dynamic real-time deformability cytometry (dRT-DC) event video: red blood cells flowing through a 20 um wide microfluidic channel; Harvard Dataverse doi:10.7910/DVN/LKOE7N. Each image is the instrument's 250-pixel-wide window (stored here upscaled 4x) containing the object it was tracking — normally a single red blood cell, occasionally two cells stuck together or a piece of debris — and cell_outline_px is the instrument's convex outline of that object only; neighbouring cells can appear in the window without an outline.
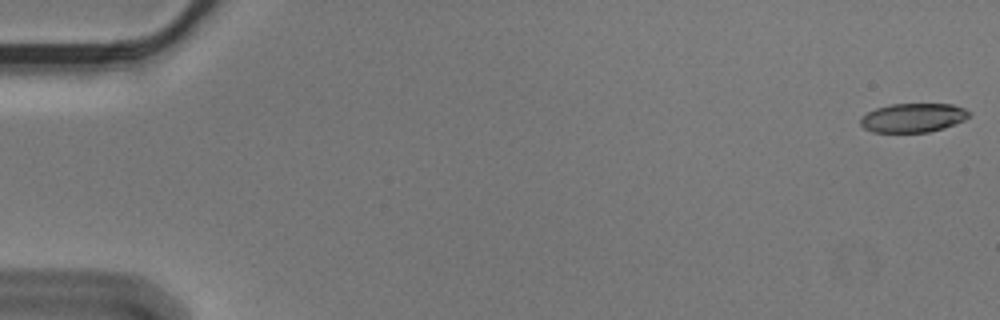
{"species": "Egyptian fruit bat (a non-hibernating species)", "species_latin": "Rousettus aegyptiacus", "temperature_condition": "cold", "stored_images_in_passage": 24, "camera_frame_rate_fps": 3000, "um_per_image_px": 0.085, "animal": {"sex": "male"}, "frame": {"image": 1, "passage_image": 1, "time_ms": 0.0, "image_size_px": [1000, 320], "cell_outline_px": [[972, 116], [964, 120], [944, 128], [928, 132], [872, 132], [864, 128], [860, 124], [860, 120], [868, 112], [876, 108], [892, 104], [952, 104], [964, 108], [972, 112]], "centroid_in_image_um": [77.66, 10.01], "position_along_channel_um": 7.3, "area_um2": 18.38}}
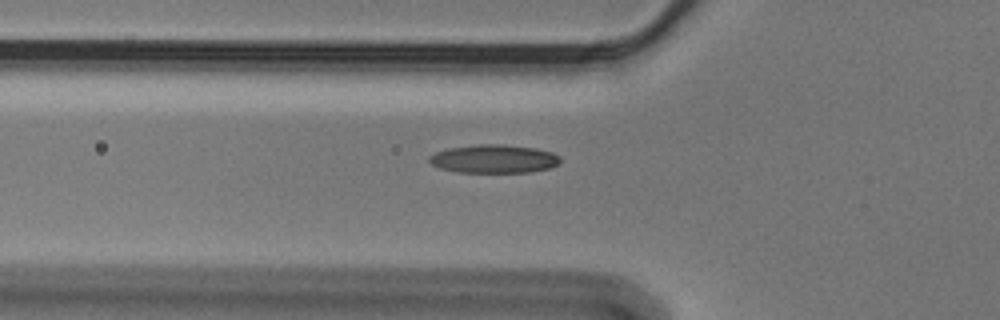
{"frame": {"image": 2, "passage_image": 20, "time_ms": 6.333, "image_size_px": [1000, 320], "cell_outline_px": [[560, 164], [548, 168], [528, 172], [456, 172], [440, 168], [432, 164], [428, 160], [428, 156], [436, 152], [448, 148], [480, 144], [500, 144], [536, 148], [552, 152], [560, 156]], "centroid_in_image_um": [41.98, 13.5], "position_along_channel_um": 83.8, "area_um2": 21.68}}
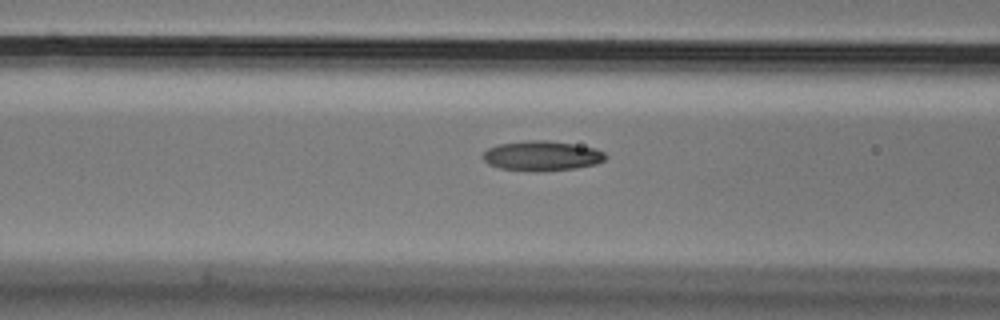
{"frame": {"image": 3, "passage_image": 23, "time_ms": 7.333, "image_size_px": [1000, 320], "cell_outline_px": [[608, 156], [604, 160], [596, 164], [576, 168], [540, 172], [532, 172], [500, 168], [488, 164], [480, 156], [488, 148], [500, 144], [524, 140], [548, 140], [596, 148], [604, 152]], "centroid_in_image_um": [46.05, 13.25], "position_along_channel_um": 120.6, "area_um2": 21.62}}